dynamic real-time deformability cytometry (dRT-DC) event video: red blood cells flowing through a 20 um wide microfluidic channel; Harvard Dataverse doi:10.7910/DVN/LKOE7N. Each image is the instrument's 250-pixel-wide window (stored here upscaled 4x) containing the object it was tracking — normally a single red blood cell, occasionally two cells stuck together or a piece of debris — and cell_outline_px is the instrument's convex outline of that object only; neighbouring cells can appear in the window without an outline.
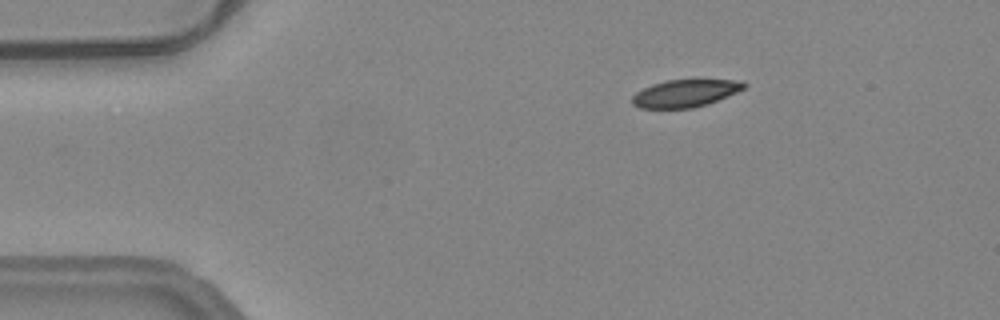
{"species": "common noctule bat (a hibernating species)", "species_latin": "Nyctalus noctula", "temperature_condition": "warm", "stored_images_in_passage": 47, "camera_frame_rate_fps": 3000, "um_per_image_px": 0.085, "animal": {"sex": "female", "body_mass_g": 24.6, "forearm_length_mm": 56.2}, "frame": {"image": 1, "passage_image": 9, "time_ms": 2.667, "image_size_px": [1000, 320], "cell_outline_px": [[748, 84], [744, 88], [736, 92], [708, 104], [692, 108], [640, 108], [632, 104], [632, 96], [636, 92], [652, 84], [664, 80], [744, 80]], "centroid_in_image_um": [58.24, 7.92], "position_along_channel_um": 26.8, "area_um2": 17.86}}
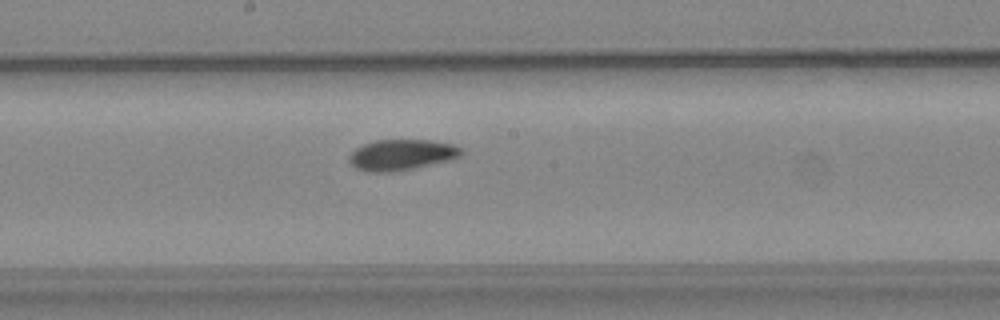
{"frame": {"image": 2, "passage_image": 29, "time_ms": 9.333, "image_size_px": [1000, 320], "cell_outline_px": [[464, 152], [460, 156], [452, 160], [416, 168], [392, 172], [368, 172], [356, 168], [348, 160], [348, 156], [356, 148], [364, 144], [376, 140], [428, 140], [452, 144], [460, 148]], "centroid_in_image_um": [34.14, 13.17], "position_along_channel_um": 214.1, "area_um2": 20.23}}
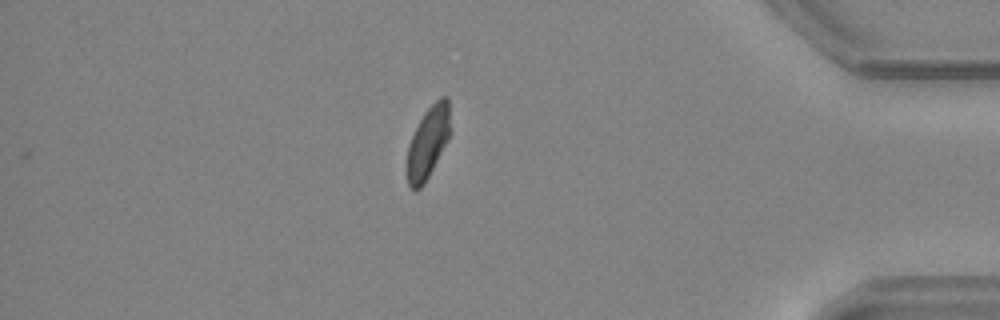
{"frame": {"image": 3, "passage_image": 47, "time_ms": 15.333, "image_size_px": [1000, 320], "cell_outline_px": [[452, 132], [448, 140], [424, 184], [420, 188], [412, 188], [408, 184], [404, 172], [404, 164], [408, 144], [424, 112], [440, 96], [448, 96]], "centroid_in_image_um": [36.37, 12.11], "position_along_channel_um": 398.8, "area_um2": 18.67}}